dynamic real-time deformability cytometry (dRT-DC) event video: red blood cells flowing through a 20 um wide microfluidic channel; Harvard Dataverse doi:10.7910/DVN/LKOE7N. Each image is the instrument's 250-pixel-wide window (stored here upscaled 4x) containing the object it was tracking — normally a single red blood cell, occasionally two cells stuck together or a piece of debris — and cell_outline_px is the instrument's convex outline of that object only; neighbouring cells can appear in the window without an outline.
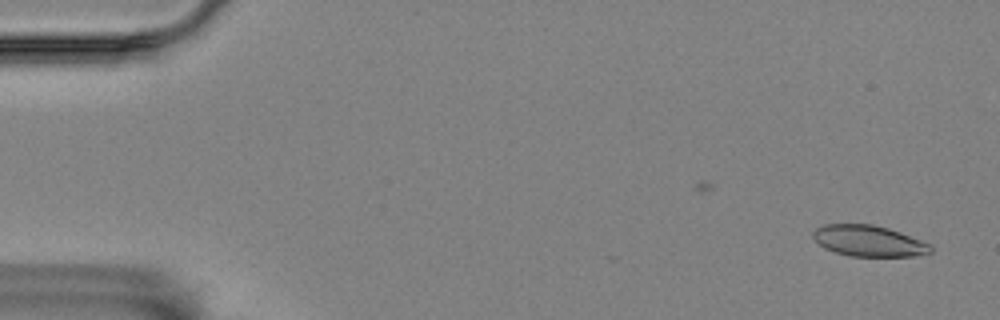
{"species": "Egyptian fruit bat (a non-hibernating species)", "species_latin": "Rousettus aegyptiacus", "temperature_condition": "room temperature", "stored_images_in_passage": 45, "camera_frame_rate_fps": 3000, "um_per_image_px": 0.085, "animal": {"sex": "female"}, "frame": {"image": 1, "passage_image": 2, "time_ms": 0.333, "image_size_px": [1000, 320], "cell_outline_px": [[932, 252], [912, 256], [852, 256], [836, 252], [824, 248], [812, 236], [812, 232], [816, 228], [824, 224], [872, 224], [888, 228], [900, 232], [932, 244]], "centroid_in_image_um": [73.85, 20.47], "position_along_channel_um": 11.1, "area_um2": 21.21}}
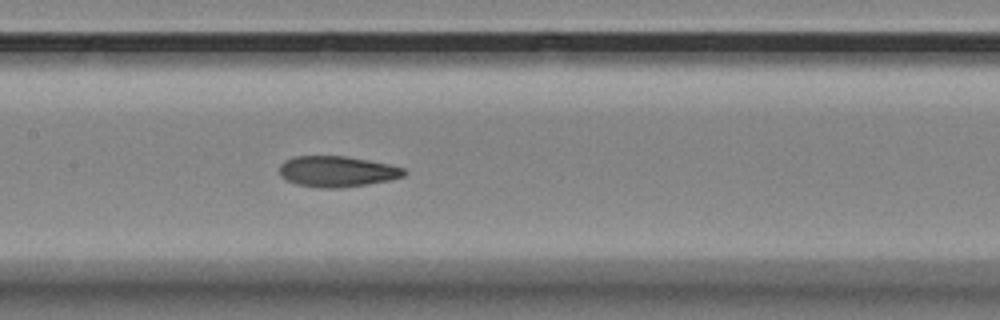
{"frame": {"image": 2, "passage_image": 27, "time_ms": 8.667, "image_size_px": [1000, 320], "cell_outline_px": [[408, 172], [404, 176], [388, 180], [340, 188], [320, 188], [296, 184], [280, 176], [280, 164], [284, 160], [292, 156], [344, 156], [368, 160], [388, 164], [404, 168]], "centroid_in_image_um": [28.62, 14.57], "position_along_channel_um": 178.8, "area_um2": 22.31}}
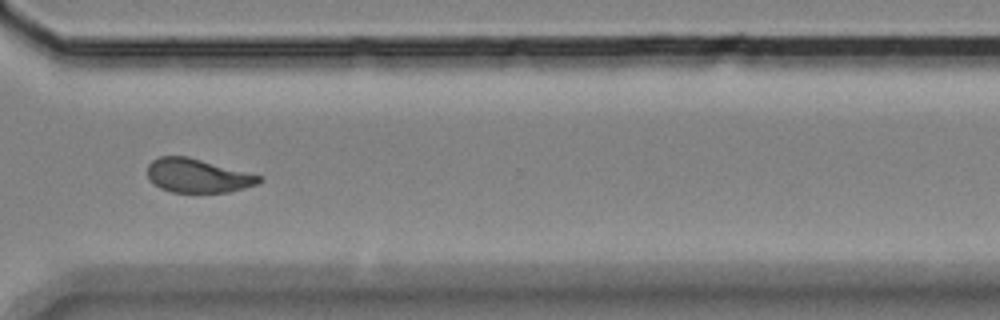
{"frame": {"image": 3, "passage_image": 42, "time_ms": 13.667, "image_size_px": [1000, 320], "cell_outline_px": [[264, 180], [260, 184], [228, 192], [172, 192], [160, 188], [148, 176], [148, 164], [152, 160], [160, 156], [188, 156], [264, 176]], "centroid_in_image_um": [16.87, 14.93], "position_along_channel_um": 353.7, "area_um2": 22.14}, "authors_computed_cell_mechanics": {"area_um2": 22.3686, "velocity_mm_per_s": 3.5121, "shape_relaxation_time_tau1_ms": 10.3351, "shape_relaxation_time_tau2_ms": 1.9982, "deformation_change_tau1": 0.225, "deformation_change_tau2": 0.0832}}